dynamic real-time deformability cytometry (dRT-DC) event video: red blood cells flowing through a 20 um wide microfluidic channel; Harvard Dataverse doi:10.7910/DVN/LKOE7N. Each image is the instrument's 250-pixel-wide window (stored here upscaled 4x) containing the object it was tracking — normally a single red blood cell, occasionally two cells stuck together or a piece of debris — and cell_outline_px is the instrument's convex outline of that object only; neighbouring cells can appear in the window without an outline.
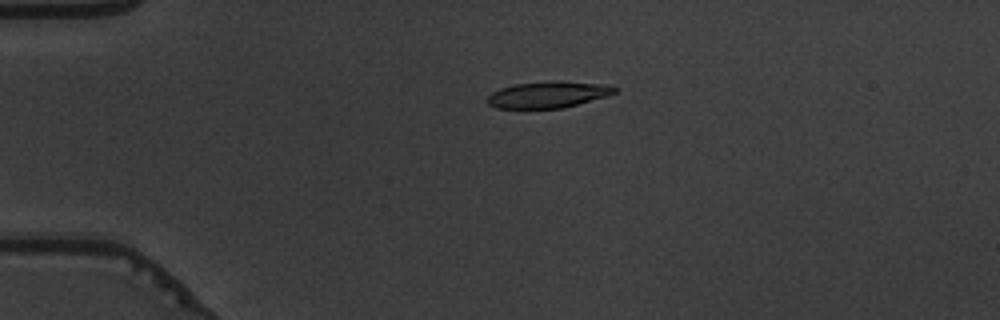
{"species": "common noctule bat (a hibernating species)", "species_latin": "Nyctalus noctula", "temperature_condition": "warm", "stored_images_in_passage": 55, "camera_frame_rate_fps": 3000, "um_per_image_px": 0.085, "animal": {"sex": "male", "body_mass_g": 19.5, "forearm_length_mm": 54.6}, "frame": {"image": 1, "passage_image": 14, "time_ms": 4.333, "image_size_px": [1000, 320], "cell_outline_px": [[616, 92], [608, 96], [564, 108], [496, 108], [488, 104], [488, 96], [492, 92], [500, 88], [516, 84], [548, 80], [552, 80], [608, 84], [616, 88]], "centroid_in_image_um": [46.61, 8.03], "position_along_channel_um": 38.4, "area_um2": 19.77}}
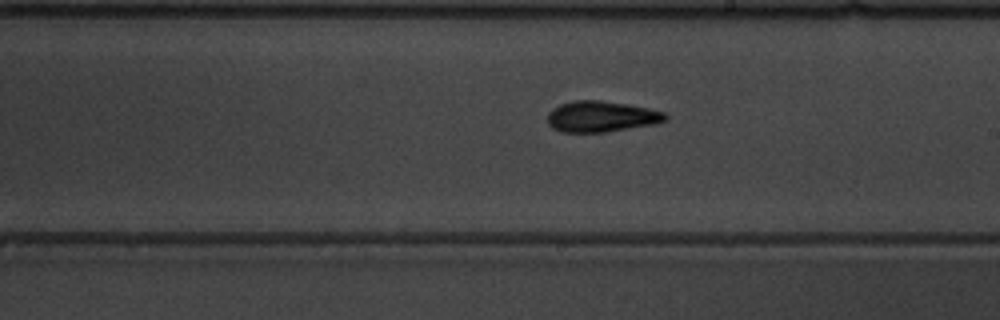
{"frame": {"image": 2, "passage_image": 33, "time_ms": 10.667, "image_size_px": [1000, 320], "cell_outline_px": [[668, 116], [664, 120], [652, 124], [608, 132], [560, 132], [552, 128], [548, 124], [548, 112], [552, 108], [560, 104], [572, 100], [600, 100], [648, 108], [664, 112]], "centroid_in_image_um": [51.04, 9.9], "position_along_channel_um": 238.0, "area_um2": 21.15}}
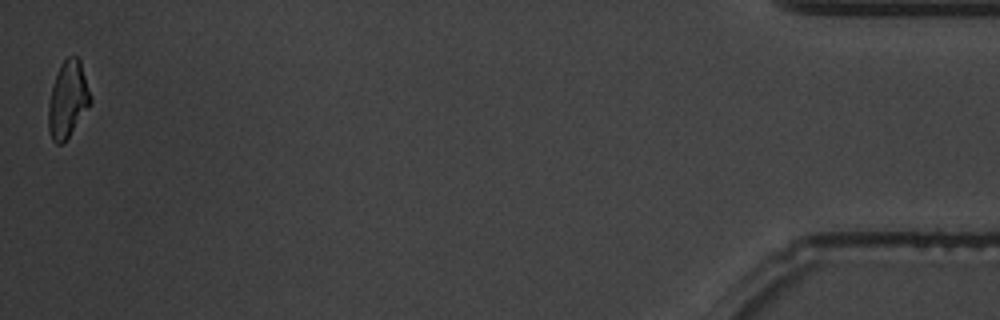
{"frame": {"image": 3, "passage_image": 55, "time_ms": 18.0, "image_size_px": [1000, 320], "cell_outline_px": [[92, 100], [64, 144], [56, 144], [52, 140], [48, 128], [48, 104], [52, 88], [60, 64], [68, 56], [76, 56], [80, 60], [92, 96]], "centroid_in_image_um": [5.76, 8.46], "position_along_channel_um": 429.4, "area_um2": 18.67}, "authors_computed_cell_mechanics": {"area_um2": 19.9988, "velocity_mm_per_s": 3.7869, "shape_relaxation_time_tau1_ms": 4.5194, "shape_relaxation_time_tau2_ms": 2.342, "deformation_change_tau1": 0.1774, "deformation_change_tau2": 0.1032}}